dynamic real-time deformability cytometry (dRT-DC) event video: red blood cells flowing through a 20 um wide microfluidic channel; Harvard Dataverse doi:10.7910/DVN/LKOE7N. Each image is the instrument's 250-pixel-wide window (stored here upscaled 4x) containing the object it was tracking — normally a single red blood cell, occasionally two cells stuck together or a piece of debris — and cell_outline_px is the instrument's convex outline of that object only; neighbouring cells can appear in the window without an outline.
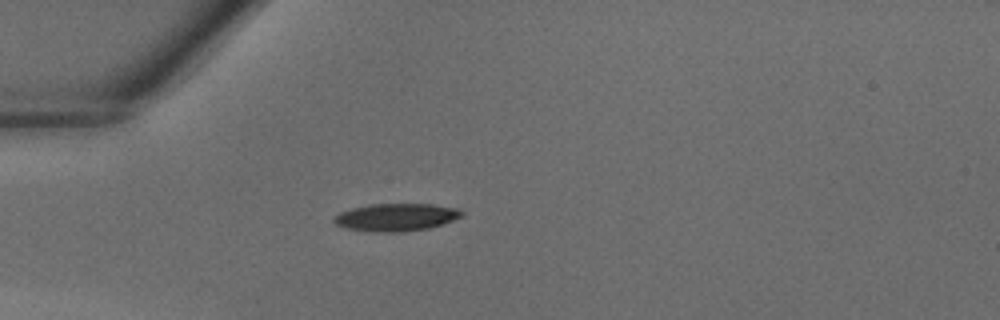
{"species": "common noctule bat (a hibernating species)", "species_latin": "Nyctalus noctula", "temperature_condition": "warm", "stored_images_in_passage": 30, "camera_frame_rate_fps": 3000, "um_per_image_px": 0.085, "animal": {"sex": "male", "body_mass_g": 18.8}, "frame": {"image": 1, "passage_image": 1, "time_ms": 0.0, "image_size_px": [1000, 320], "cell_outline_px": [[464, 212], [460, 216], [452, 220], [428, 228], [400, 232], [372, 232], [344, 228], [336, 224], [332, 220], [332, 216], [340, 212], [352, 208], [368, 204], [432, 204], [460, 208]], "centroid_in_image_um": [33.61, 18.46], "position_along_channel_um": 51.4, "area_um2": 20.63}}
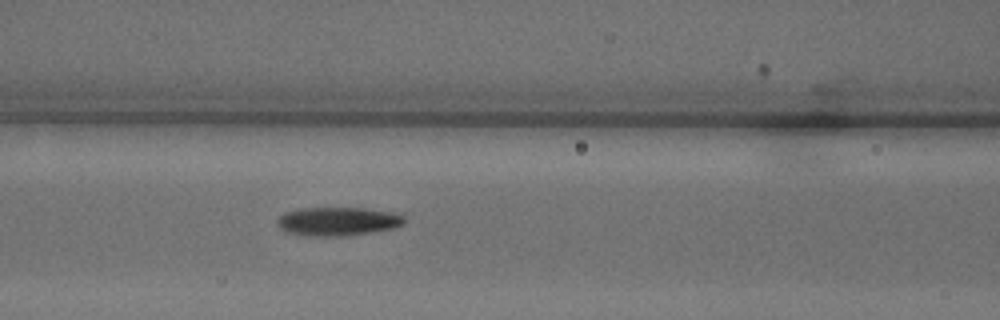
{"frame": {"image": 2, "passage_image": 7, "time_ms": 2.0, "image_size_px": [1000, 320], "cell_outline_px": [[404, 224], [392, 228], [368, 232], [340, 236], [312, 236], [288, 232], [280, 228], [276, 224], [276, 220], [284, 212], [300, 208], [364, 208], [392, 212], [404, 216]], "centroid_in_image_um": [28.67, 18.8], "position_along_channel_um": 137.9, "area_um2": 20.98}}
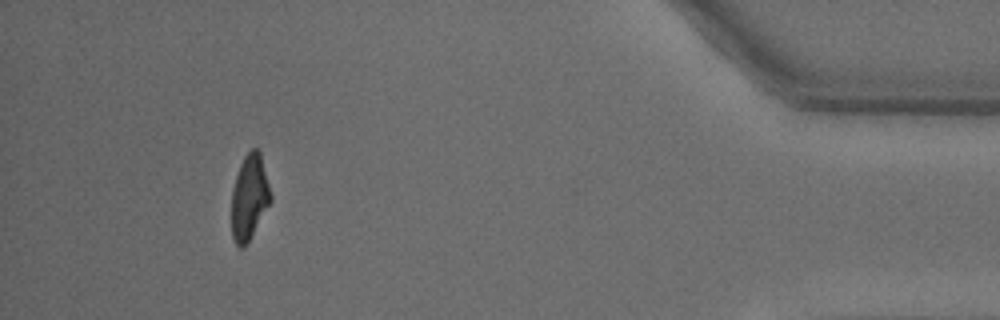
{"frame": {"image": 3, "passage_image": 27, "time_ms": 8.667, "image_size_px": [1000, 320], "cell_outline_px": [[272, 200], [244, 248], [240, 248], [232, 240], [232, 188], [240, 164], [244, 156], [252, 148], [256, 148], [260, 152], [272, 196]], "centroid_in_image_um": [21.19, 16.77], "position_along_channel_um": 414.0, "area_um2": 19.31}}